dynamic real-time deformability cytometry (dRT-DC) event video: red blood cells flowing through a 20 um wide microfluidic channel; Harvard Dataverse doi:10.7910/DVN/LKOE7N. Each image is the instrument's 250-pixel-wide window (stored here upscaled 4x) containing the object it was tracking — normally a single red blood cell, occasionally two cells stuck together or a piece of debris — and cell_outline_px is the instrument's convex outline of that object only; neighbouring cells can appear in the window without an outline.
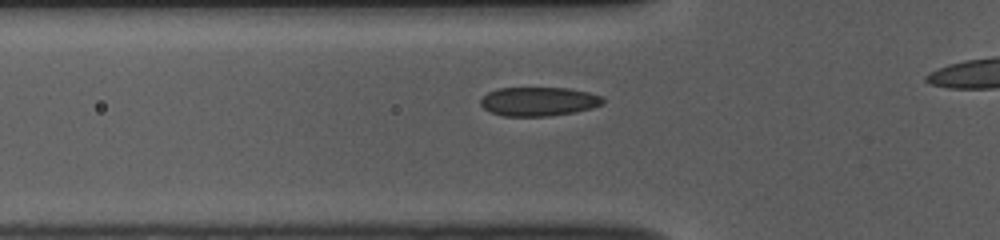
{"species": "common noctule bat (a hibernating species)", "species_latin": "Nyctalus noctula", "temperature_condition": "room temperature", "stored_images_in_passage": 19, "camera_frame_rate_fps": 3000, "um_per_image_px": 0.085, "animal": {"sex": "female", "body_mass_g": 10.0, "forearm_length_mm": 53.1}, "frame": {"image": 1, "passage_image": 10, "time_ms": 3.0, "image_size_px": [1000, 240], "cell_outline_px": [[604, 104], [592, 108], [576, 112], [548, 116], [504, 116], [492, 112], [484, 108], [480, 104], [480, 100], [488, 92], [500, 88], [568, 88], [588, 92], [604, 96]], "centroid_in_image_um": [45.83, 8.62], "position_along_channel_um": 80.0, "area_um2": 20.69}}
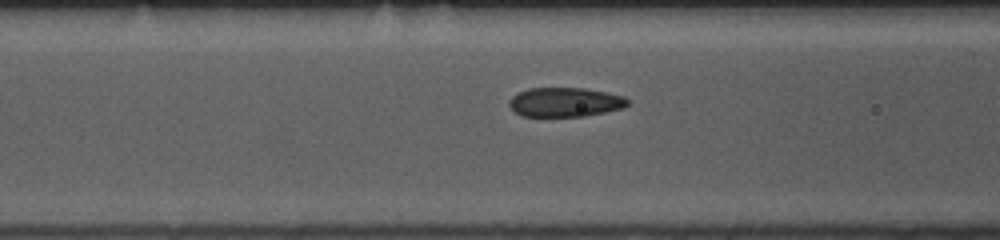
{"frame": {"image": 2, "passage_image": 13, "time_ms": 4.0, "image_size_px": [1000, 240], "cell_outline_px": [[628, 104], [624, 108], [584, 116], [520, 116], [508, 104], [508, 100], [512, 96], [528, 88], [584, 88], [624, 96], [628, 100]], "centroid_in_image_um": [48.01, 8.68], "position_along_channel_um": 118.6, "area_um2": 20.11}}
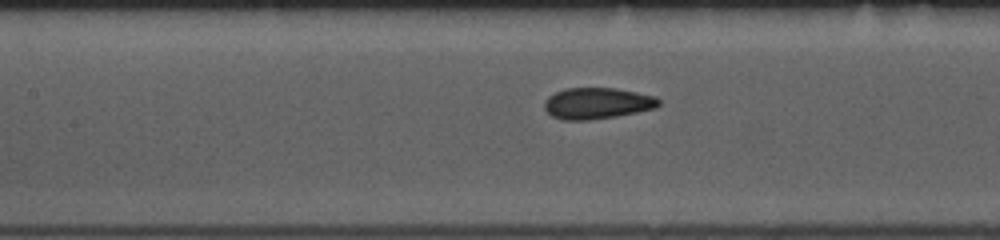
{"frame": {"image": 3, "passage_image": 16, "time_ms": 5.0, "image_size_px": [1000, 240], "cell_outline_px": [[660, 104], [656, 108], [616, 116], [588, 120], [560, 120], [552, 116], [544, 108], [544, 100], [548, 96], [564, 88], [616, 88], [656, 96], [660, 100]], "centroid_in_image_um": [50.74, 8.78], "position_along_channel_um": 156.7, "area_um2": 20.92}}